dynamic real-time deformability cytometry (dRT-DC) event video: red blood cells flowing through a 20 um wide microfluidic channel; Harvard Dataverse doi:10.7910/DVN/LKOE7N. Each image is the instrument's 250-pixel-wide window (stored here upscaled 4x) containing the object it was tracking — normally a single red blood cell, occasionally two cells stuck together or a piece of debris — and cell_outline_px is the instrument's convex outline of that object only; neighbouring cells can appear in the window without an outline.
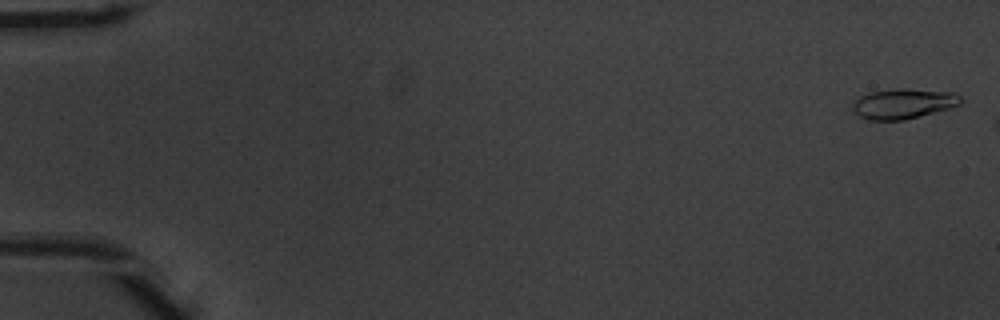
{"species": "common noctule bat (a hibernating species)", "species_latin": "Nyctalus noctula", "temperature_condition": "warm", "stored_images_in_passage": 7, "camera_frame_rate_fps": 3000, "um_per_image_px": 0.085, "animal": {"sex": "male", "body_mass_g": 20.1, "forearm_length_mm": 53.5}, "frame": {"image": 1, "passage_image": 1, "time_ms": 0.0, "image_size_px": [1000, 320], "cell_outline_px": [[960, 104], [948, 108], [904, 120], [868, 120], [860, 116], [852, 108], [852, 104], [860, 96], [868, 92], [904, 88], [908, 88], [956, 92], [960, 96]], "centroid_in_image_um": [76.78, 8.8], "position_along_channel_um": 8.2, "area_um2": 18.84}}